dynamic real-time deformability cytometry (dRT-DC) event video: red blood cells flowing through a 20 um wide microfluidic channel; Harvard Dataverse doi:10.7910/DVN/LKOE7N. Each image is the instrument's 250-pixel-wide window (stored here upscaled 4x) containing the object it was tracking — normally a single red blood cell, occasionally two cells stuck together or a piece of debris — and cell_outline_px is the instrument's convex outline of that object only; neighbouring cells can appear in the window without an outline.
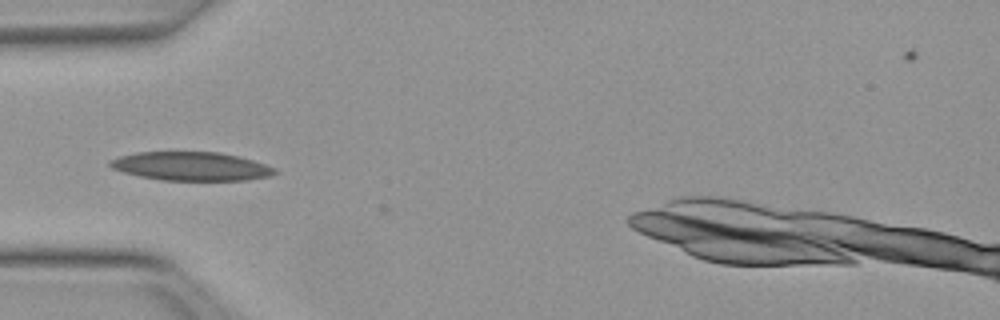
{"species": "Egyptian fruit bat (a non-hibernating species)", "species_latin": "Rousettus aegyptiacus", "temperature_condition": "warm", "stored_images_in_passage": 34, "camera_frame_rate_fps": 3000, "um_per_image_px": 0.085, "animal": {"sex": "female"}, "frame": {"image": 1, "passage_image": 1, "time_ms": 0.0, "image_size_px": [1000, 320], "cell_outline_px": [[280, 172], [272, 176], [244, 180], [160, 180], [140, 176], [124, 172], [112, 168], [108, 164], [108, 160], [120, 156], [136, 152], [220, 152], [240, 156], [276, 168]], "centroid_in_image_um": [16.27, 14.13], "position_along_channel_um": 68.7, "area_um2": 27.63}}
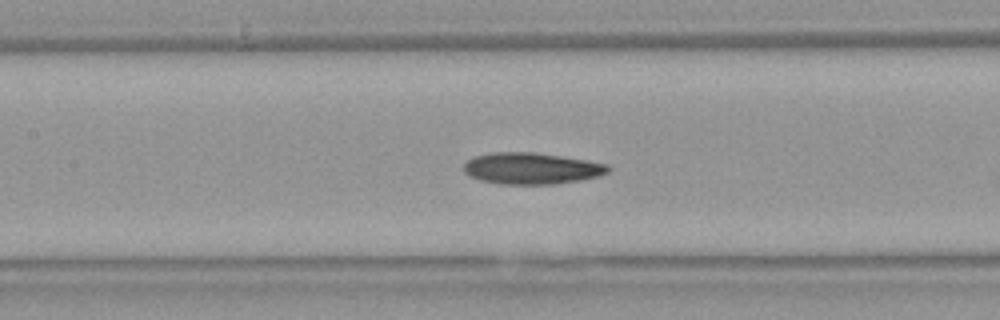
{"frame": {"image": 2, "passage_image": 8, "time_ms": 2.333, "image_size_px": [1000, 320], "cell_outline_px": [[612, 168], [608, 172], [600, 176], [580, 180], [556, 184], [500, 184], [480, 180], [468, 176], [464, 172], [464, 164], [468, 160], [476, 156], [492, 152], [532, 152], [588, 160], [608, 164]], "centroid_in_image_um": [45.2, 14.32], "position_along_channel_um": 162.2, "area_um2": 26.59}}
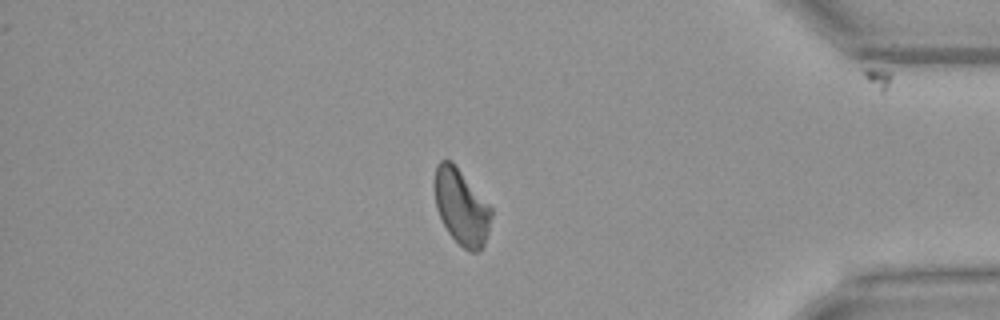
{"frame": {"image": 3, "passage_image": 28, "time_ms": 9.0, "image_size_px": [1000, 320], "cell_outline_px": [[492, 216], [488, 232], [484, 244], [480, 252], [468, 252], [448, 232], [436, 208], [432, 184], [432, 180], [436, 164], [440, 160], [452, 160], [492, 208]], "centroid_in_image_um": [39.18, 17.55], "position_along_channel_um": 396.0, "area_um2": 25.37}}